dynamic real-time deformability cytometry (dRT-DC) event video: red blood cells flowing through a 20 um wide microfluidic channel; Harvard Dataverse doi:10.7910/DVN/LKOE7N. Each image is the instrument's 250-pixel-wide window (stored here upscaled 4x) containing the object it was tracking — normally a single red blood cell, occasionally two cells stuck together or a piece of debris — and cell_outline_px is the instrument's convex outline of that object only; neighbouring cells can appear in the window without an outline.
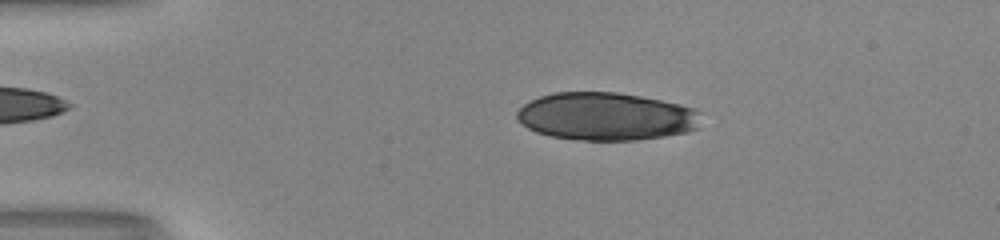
{"species": "human", "species_latin": "Homo sapiens", "temperature_condition": "room temperature", "stored_images_in_passage": 43, "camera_frame_rate_fps": 3000, "um_per_image_px": 0.085, "donor": {"sex": "male"}, "frame": {"image": 1, "passage_image": 2, "time_ms": 0.333, "image_size_px": [1000, 240], "cell_outline_px": [[700, 112], [696, 128], [684, 132], [664, 136], [636, 140], [576, 140], [552, 136], [536, 132], [528, 128], [516, 116], [516, 112], [524, 104], [540, 96], [552, 92], [616, 92], [640, 96], [680, 104], [692, 108]], "centroid_in_image_um": [51.48, 9.89], "position_along_channel_um": 33.5, "area_um2": 50.98}}